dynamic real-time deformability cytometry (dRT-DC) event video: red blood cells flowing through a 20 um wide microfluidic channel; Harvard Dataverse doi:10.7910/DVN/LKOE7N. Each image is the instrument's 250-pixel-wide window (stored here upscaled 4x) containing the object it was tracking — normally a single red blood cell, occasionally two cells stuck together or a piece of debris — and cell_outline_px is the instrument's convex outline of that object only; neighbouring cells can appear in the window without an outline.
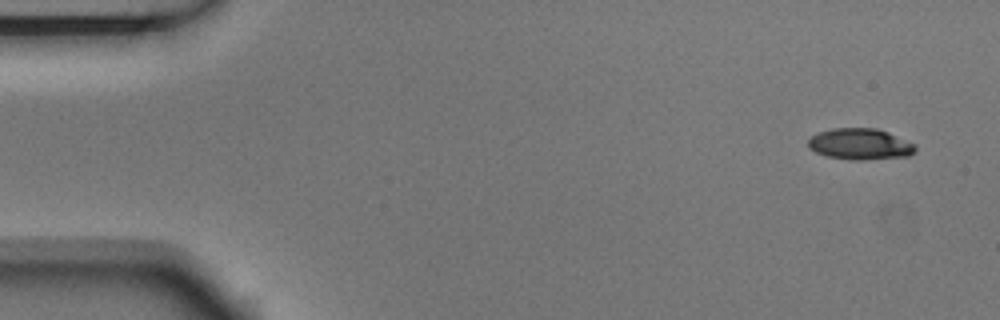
{"species": "Egyptian fruit bat (a non-hibernating species)", "species_latin": "Rousettus aegyptiacus", "temperature_condition": "room temperature", "stored_images_in_passage": 4, "camera_frame_rate_fps": 3000, "um_per_image_px": 0.085, "animal": {"sex": "male"}, "frame": {"image": 1, "passage_image": 1, "time_ms": 0.0, "image_size_px": [1000, 320], "cell_outline_px": [[916, 152], [908, 156], [864, 160], [852, 160], [828, 156], [816, 152], [808, 148], [808, 140], [816, 132], [832, 128], [876, 128], [888, 132], [916, 144]], "centroid_in_image_um": [73.12, 12.24], "position_along_channel_um": 11.9, "area_um2": 19.65}}
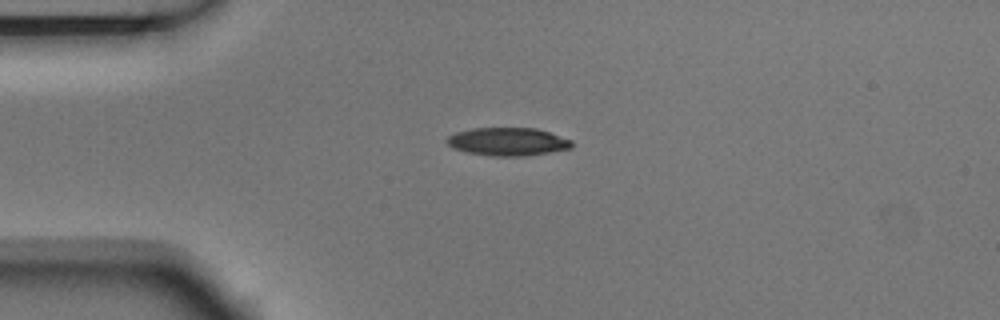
{"frame": {"image": 2, "passage_image": 4, "time_ms": 1.0, "image_size_px": [1000, 320], "cell_outline_px": [[572, 148], [524, 156], [492, 156], [464, 152], [452, 148], [444, 140], [448, 136], [456, 132], [472, 128], [536, 128], [572, 140]], "centroid_in_image_um": [43.11, 12.04], "position_along_channel_um": 41.9, "area_um2": 20.46}}